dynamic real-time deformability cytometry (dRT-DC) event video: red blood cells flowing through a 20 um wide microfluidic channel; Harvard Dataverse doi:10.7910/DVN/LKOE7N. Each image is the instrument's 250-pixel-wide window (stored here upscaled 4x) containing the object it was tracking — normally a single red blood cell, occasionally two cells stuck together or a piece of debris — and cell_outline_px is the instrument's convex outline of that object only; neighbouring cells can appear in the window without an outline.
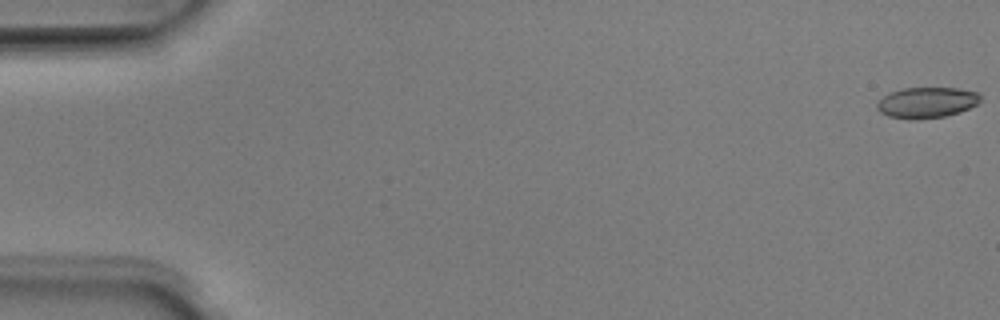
{"species": "Egyptian fruit bat (a non-hibernating species)", "species_latin": "Rousettus aegyptiacus", "temperature_condition": "room temperature", "stored_images_in_passage": 47, "camera_frame_rate_fps": 3000, "um_per_image_px": 0.085, "animal": {"sex": "male"}, "frame": {"image": 1, "passage_image": 1, "time_ms": 0.0, "image_size_px": [1000, 320], "cell_outline_px": [[980, 100], [976, 104], [960, 112], [944, 116], [916, 120], [912, 120], [888, 116], [880, 112], [876, 108], [876, 104], [884, 96], [892, 92], [904, 88], [960, 88], [980, 92]], "centroid_in_image_um": [78.78, 8.72], "position_along_channel_um": 6.2, "area_um2": 18.55}}
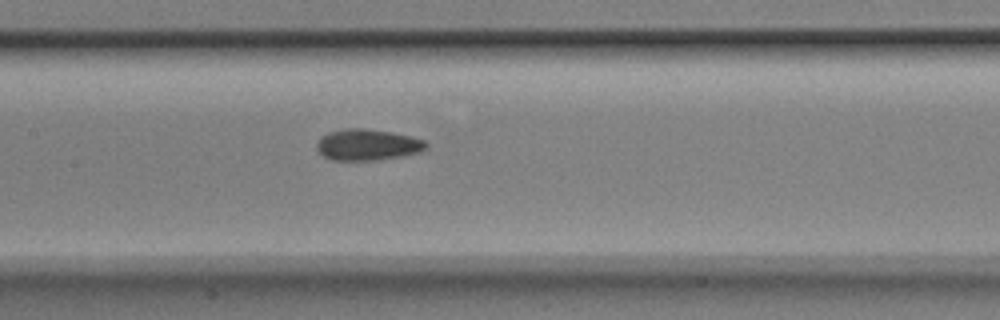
{"frame": {"image": 2, "passage_image": 25, "time_ms": 8.0, "image_size_px": [1000, 320], "cell_outline_px": [[428, 148], [420, 152], [404, 156], [380, 160], [332, 160], [324, 156], [316, 148], [316, 144], [320, 136], [328, 132], [348, 128], [364, 128], [392, 132], [424, 140], [428, 144]], "centroid_in_image_um": [31.24, 12.31], "position_along_channel_um": 176.2, "area_um2": 20.06}}
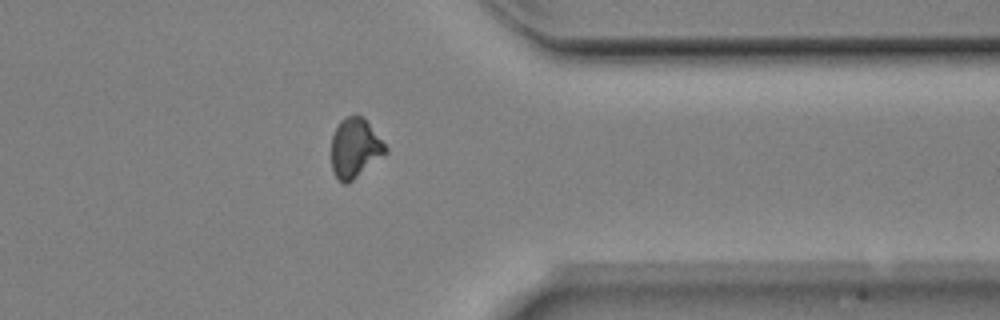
{"frame": {"image": 3, "passage_image": 41, "time_ms": 13.333, "image_size_px": [1000, 320], "cell_outline_px": [[388, 152], [348, 184], [344, 184], [332, 172], [332, 136], [340, 120], [344, 116], [356, 112], [364, 116], [388, 148]], "centroid_in_image_um": [30.18, 12.54], "position_along_channel_um": 381.2, "area_um2": 19.13}, "authors_computed_cell_mechanics": {"area_um2": 19.363, "velocity_mm_per_s": 4.0088, "shape_relaxation_time_tau1_ms": 3.6, "shape_relaxation_time_tau2_ms": 2.3422, "deformation_change_tau1": 0.1093, "deformation_change_tau2": 0.0645}}